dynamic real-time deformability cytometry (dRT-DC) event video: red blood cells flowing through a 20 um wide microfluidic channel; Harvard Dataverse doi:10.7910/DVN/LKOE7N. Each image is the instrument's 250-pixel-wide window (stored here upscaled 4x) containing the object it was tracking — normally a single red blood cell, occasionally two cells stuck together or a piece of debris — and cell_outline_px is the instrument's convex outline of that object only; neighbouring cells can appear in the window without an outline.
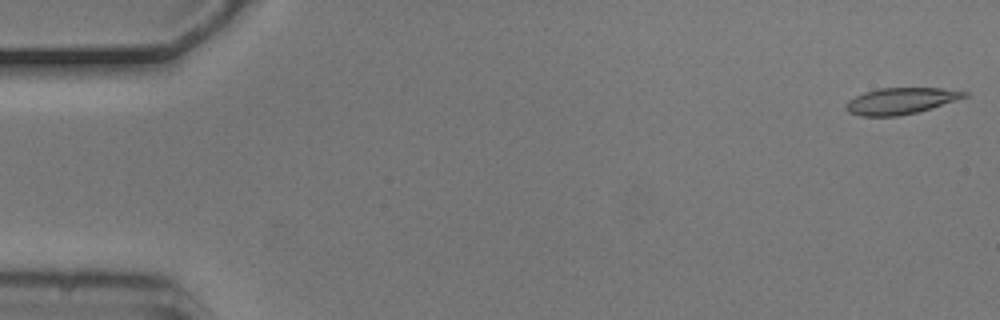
{"species": "common noctule bat (a hibernating species)", "species_latin": "Nyctalus noctula", "temperature_condition": "cold", "stored_images_in_passage": 4, "camera_frame_rate_fps": 3000, "um_per_image_px": 0.085, "animal": {"sex": "male", "body_mass_g": 20.5, "forearm_length_mm": 52.5}, "frame": {"image": 1, "passage_image": 1, "time_ms": 0.0, "image_size_px": [1000, 320], "cell_outline_px": [[968, 96], [932, 108], [900, 116], [860, 116], [848, 112], [844, 108], [848, 100], [864, 92], [880, 88], [944, 88], [968, 92]], "centroid_in_image_um": [76.55, 8.58], "position_along_channel_um": 8.5, "area_um2": 18.21}}